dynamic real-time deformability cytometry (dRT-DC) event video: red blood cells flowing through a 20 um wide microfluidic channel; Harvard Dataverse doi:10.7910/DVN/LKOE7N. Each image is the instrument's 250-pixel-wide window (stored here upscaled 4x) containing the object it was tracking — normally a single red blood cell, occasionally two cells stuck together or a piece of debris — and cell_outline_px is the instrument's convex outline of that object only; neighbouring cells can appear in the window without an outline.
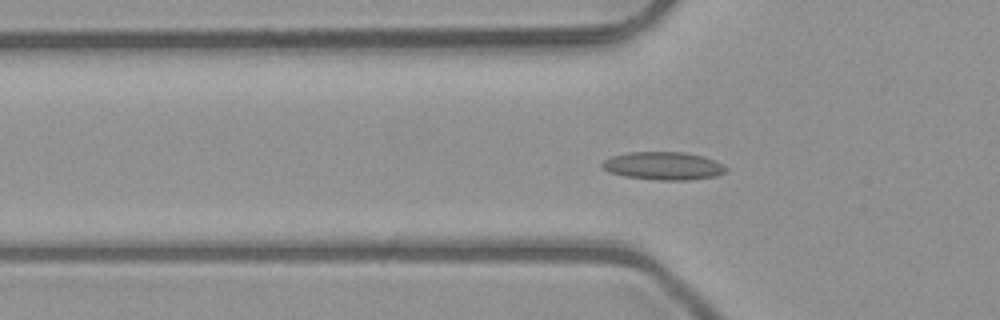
{"species": "common noctule bat (a hibernating species)", "species_latin": "Nyctalus noctula", "temperature_condition": "room temperature", "stored_images_in_passage": 52, "camera_frame_rate_fps": 3000, "um_per_image_px": 0.085, "animal": {"sex": "male", "body_mass_g": 23.1, "forearm_length_mm": 52.7}, "frame": {"image": 1, "passage_image": 17, "time_ms": 5.333, "image_size_px": [1000, 320], "cell_outline_px": [[728, 172], [716, 176], [688, 180], [660, 180], [624, 176], [608, 172], [600, 164], [604, 160], [612, 156], [628, 152], [684, 152], [704, 156], [716, 160], [724, 164], [728, 168]], "centroid_in_image_um": [56.44, 14.09], "position_along_channel_um": 69.4, "area_um2": 20.4}}
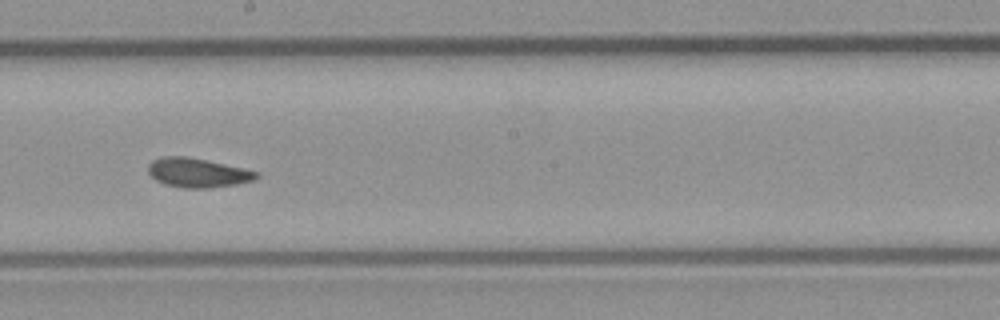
{"frame": {"image": 2, "passage_image": 29, "time_ms": 9.333, "image_size_px": [1000, 320], "cell_outline_px": [[260, 176], [256, 180], [236, 184], [208, 188], [184, 188], [164, 184], [156, 180], [148, 172], [148, 164], [152, 160], [164, 156], [184, 156], [244, 168], [260, 172]], "centroid_in_image_um": [16.82, 14.69], "position_along_channel_um": 231.4, "area_um2": 18.44}}
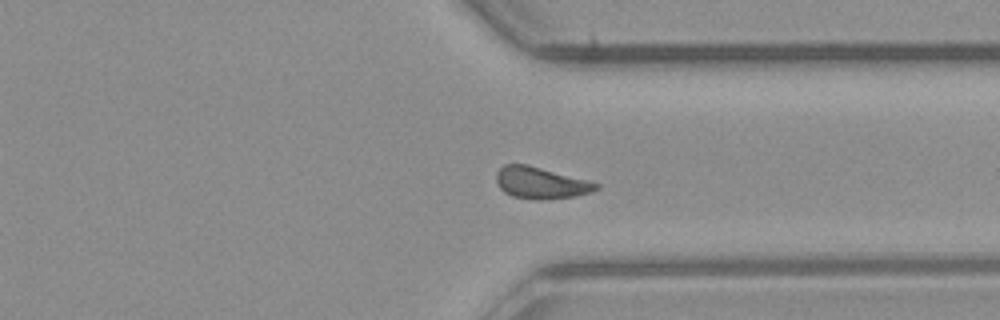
{"frame": {"image": 3, "passage_image": 39, "time_ms": 12.667, "image_size_px": [1000, 320], "cell_outline_px": [[600, 188], [592, 192], [576, 196], [540, 200], [536, 200], [512, 196], [504, 192], [500, 188], [496, 180], [496, 172], [504, 164], [528, 164], [588, 180], [600, 184]], "centroid_in_image_um": [45.98, 15.54], "position_along_channel_um": 365.4, "area_um2": 18.55}, "authors_computed_cell_mechanics": {"area_um2": 18.4671, "velocity_mm_per_s": 4.033, "shape_relaxation_time_tau1_ms": 3.0083, "shape_relaxation_time_tau2_ms": 2.1977, "deformation_change_tau1": 0.0888, "deformation_change_tau2": 0.085}}